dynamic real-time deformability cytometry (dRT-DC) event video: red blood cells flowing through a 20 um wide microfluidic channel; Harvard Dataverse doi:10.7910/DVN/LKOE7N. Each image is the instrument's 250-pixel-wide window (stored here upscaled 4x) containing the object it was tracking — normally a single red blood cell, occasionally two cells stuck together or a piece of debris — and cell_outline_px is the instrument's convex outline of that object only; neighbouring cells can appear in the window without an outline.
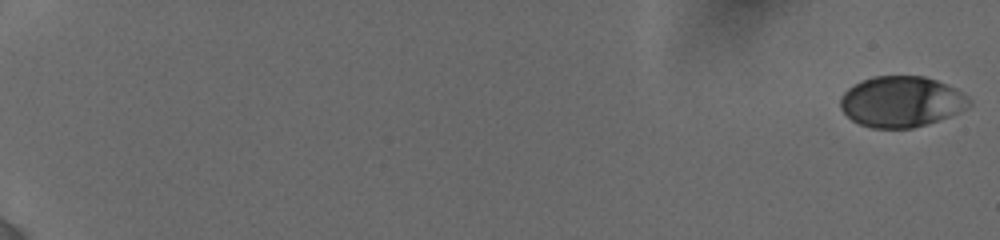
{"species": "human", "species_latin": "Homo sapiens", "temperature_condition": "cold", "stored_images_in_passage": 23, "camera_frame_rate_fps": 3000, "um_per_image_px": 0.085, "donor": {"sex": "female"}, "frame": {"image": 1, "passage_image": 1, "time_ms": 0.0, "image_size_px": [1000, 240], "cell_outline_px": [[972, 104], [948, 116], [928, 124], [912, 128], [872, 128], [860, 124], [852, 120], [840, 108], [840, 96], [852, 84], [860, 80], [872, 76], [924, 76], [936, 80], [956, 88], [968, 96], [972, 100]], "centroid_in_image_um": [76.59, 8.63], "position_along_channel_um": 8.4, "area_um2": 38.26}}
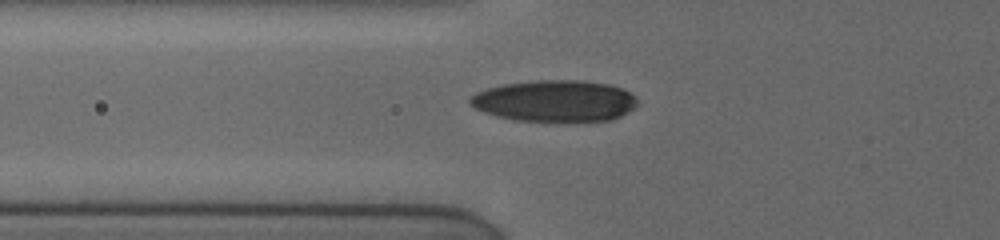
{"frame": {"image": 2, "passage_image": 17, "time_ms": 7.667, "image_size_px": [1000, 240], "cell_outline_px": [[640, 104], [628, 112], [612, 120], [512, 120], [496, 116], [484, 112], [476, 108], [468, 100], [476, 92], [488, 88], [504, 84], [536, 80], [580, 80], [608, 84], [620, 88], [628, 92]], "centroid_in_image_um": [47.16, 8.57], "position_along_channel_um": 78.6, "area_um2": 39.94}}
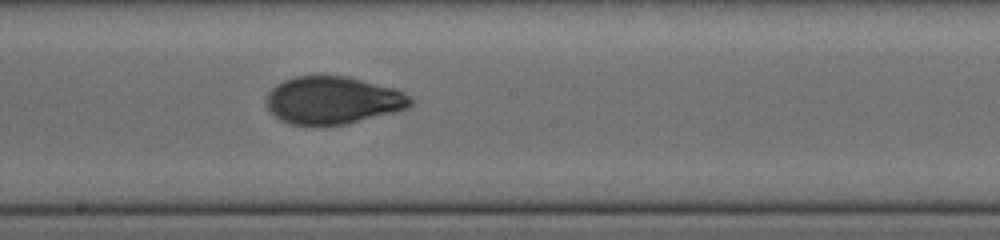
{"frame": {"image": 3, "passage_image": 23, "time_ms": 11.333, "image_size_px": [1000, 240], "cell_outline_px": [[412, 104], [408, 108], [344, 124], [288, 124], [280, 120], [268, 108], [264, 100], [268, 92], [276, 84], [284, 80], [296, 76], [348, 76], [396, 88], [412, 96]], "centroid_in_image_um": [28.29, 8.5], "position_along_channel_um": 219.9, "area_um2": 39.82}}